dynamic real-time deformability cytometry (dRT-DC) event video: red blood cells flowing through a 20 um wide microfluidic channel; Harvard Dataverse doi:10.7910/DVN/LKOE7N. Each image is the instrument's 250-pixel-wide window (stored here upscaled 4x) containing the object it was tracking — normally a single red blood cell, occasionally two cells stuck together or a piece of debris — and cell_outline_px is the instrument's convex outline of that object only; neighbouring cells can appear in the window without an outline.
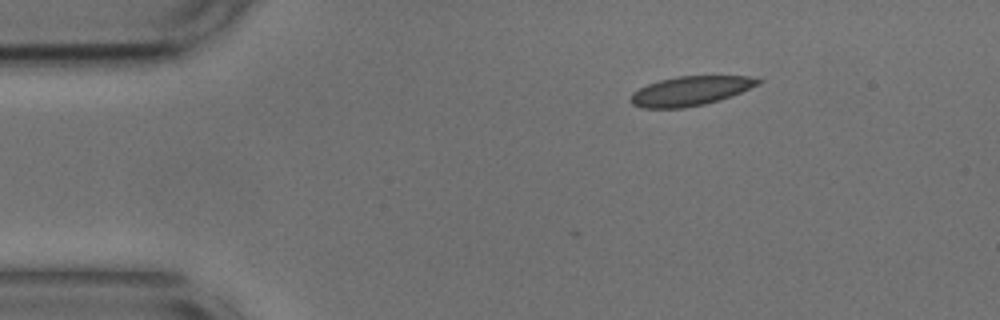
{"species": "common noctule bat (a hibernating species)", "species_latin": "Nyctalus noctula", "temperature_condition": "cold", "stored_images_in_passage": 2, "camera_frame_rate_fps": 3000, "um_per_image_px": 0.085, "animal": {"sex": "male", "body_mass_g": 17.9, "forearm_length_mm": 54.2}, "frame": {"image": 1, "passage_image": 2, "time_ms": 0.333, "image_size_px": [1000, 320], "cell_outline_px": [[764, 80], [760, 84], [732, 96], [704, 104], [684, 108], [640, 108], [632, 104], [628, 100], [632, 92], [648, 84], [660, 80], [676, 76], [748, 76]], "centroid_in_image_um": [58.67, 7.73], "position_along_channel_um": 26.3, "area_um2": 21.91}}